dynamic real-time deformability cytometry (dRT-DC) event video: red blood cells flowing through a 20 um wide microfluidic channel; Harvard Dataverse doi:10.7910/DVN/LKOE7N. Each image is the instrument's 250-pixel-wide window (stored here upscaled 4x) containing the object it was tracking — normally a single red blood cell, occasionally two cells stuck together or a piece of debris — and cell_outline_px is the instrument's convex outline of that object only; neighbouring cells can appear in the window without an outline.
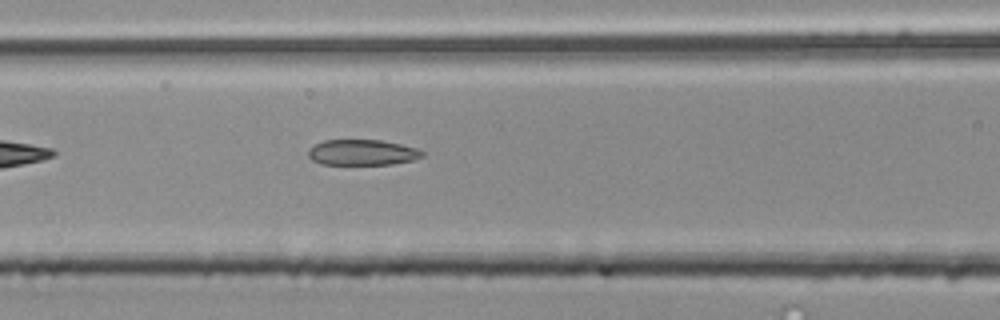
{"species": "common noctule bat (a hibernating species)", "species_latin": "Nyctalus noctula", "temperature_condition": "room temperature", "stored_images_in_passage": 5, "camera_frame_rate_fps": 3000, "um_per_image_px": 0.085, "animal": {"sex": "male", "body_mass_g": 20.4}, "frame": {"image": 1, "passage_image": 5, "time_ms": 1.333, "image_size_px": [1000, 320], "cell_outline_px": [[424, 156], [412, 160], [392, 164], [320, 164], [312, 160], [308, 156], [308, 148], [324, 140], [380, 140], [400, 144], [416, 148], [424, 152]], "centroid_in_image_um": [30.77, 12.96], "position_along_channel_um": 135.8, "area_um2": 16.99}}